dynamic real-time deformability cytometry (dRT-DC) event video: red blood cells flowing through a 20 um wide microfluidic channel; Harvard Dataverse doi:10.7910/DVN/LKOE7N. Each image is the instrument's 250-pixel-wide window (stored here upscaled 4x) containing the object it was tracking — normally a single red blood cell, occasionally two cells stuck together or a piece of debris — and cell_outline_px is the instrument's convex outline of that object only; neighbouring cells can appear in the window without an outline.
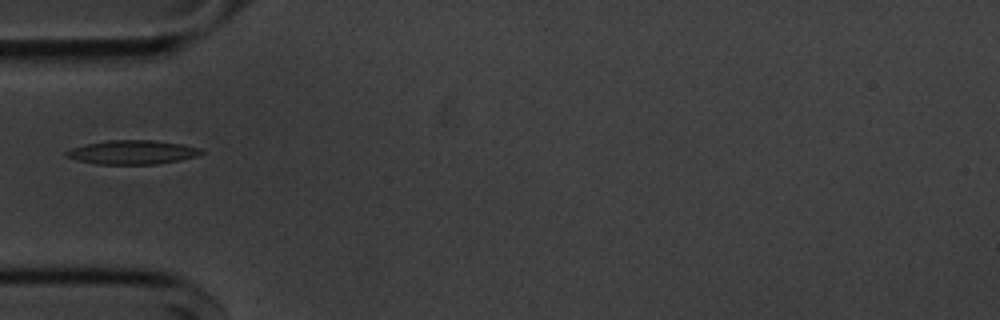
{"species": "common noctule bat (a hibernating species)", "species_latin": "Nyctalus noctula", "temperature_condition": "cold", "stored_images_in_passage": 38, "camera_frame_rate_fps": 3000, "um_per_image_px": 0.085, "animal": {"sex": "male", "body_mass_g": 20.1, "forearm_length_mm": 53.5}, "frame": {"image": 1, "passage_image": 1, "time_ms": 0.0, "image_size_px": [1000, 320], "cell_outline_px": [[204, 152], [196, 156], [180, 160], [156, 164], [96, 164], [64, 156], [64, 152], [72, 148], [88, 144], [108, 140], [156, 140], [180, 144], [200, 148]], "centroid_in_image_um": [11.26, 12.94], "position_along_channel_um": 73.7, "area_um2": 18.67}}
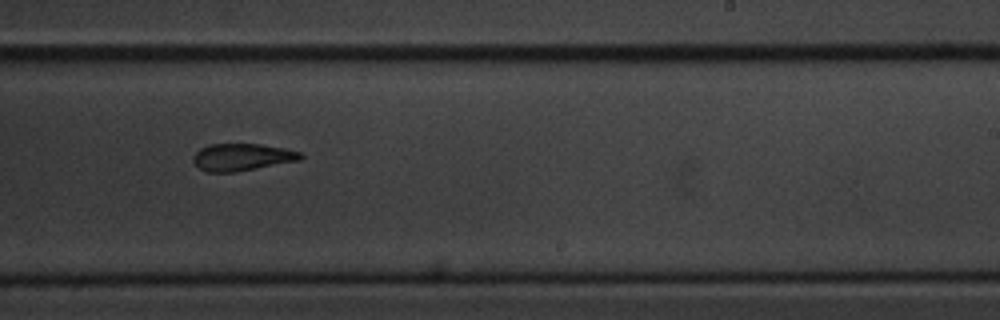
{"frame": {"image": 2, "passage_image": 17, "time_ms": 5.333, "image_size_px": [1000, 320], "cell_outline_px": [[304, 156], [300, 160], [236, 172], [208, 172], [200, 168], [192, 160], [192, 156], [200, 148], [208, 144], [260, 144], [284, 148], [300, 152]], "centroid_in_image_um": [20.56, 13.35], "position_along_channel_um": 268.4, "area_um2": 16.99}}
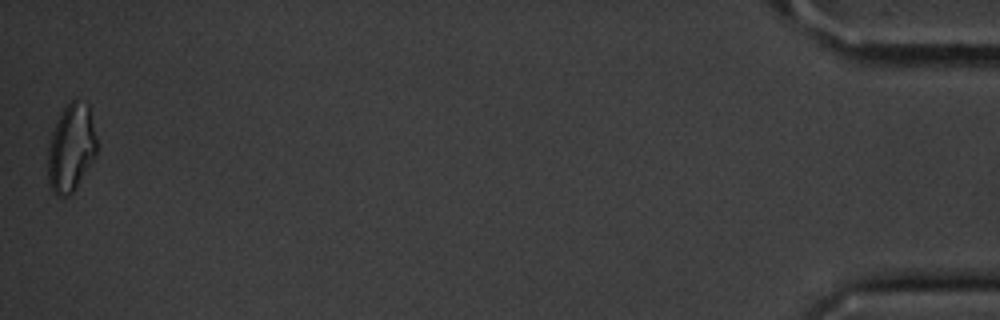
{"frame": {"image": 3, "passage_image": 38, "time_ms": 12.333, "image_size_px": [1000, 320], "cell_outline_px": [[96, 156], [76, 188], [68, 196], [56, 196], [52, 192], [48, 180], [48, 148], [52, 132], [64, 108], [76, 96], [88, 104], [96, 136]], "centroid_in_image_um": [6.05, 12.58], "position_along_channel_um": 429.2, "area_um2": 25.03}}